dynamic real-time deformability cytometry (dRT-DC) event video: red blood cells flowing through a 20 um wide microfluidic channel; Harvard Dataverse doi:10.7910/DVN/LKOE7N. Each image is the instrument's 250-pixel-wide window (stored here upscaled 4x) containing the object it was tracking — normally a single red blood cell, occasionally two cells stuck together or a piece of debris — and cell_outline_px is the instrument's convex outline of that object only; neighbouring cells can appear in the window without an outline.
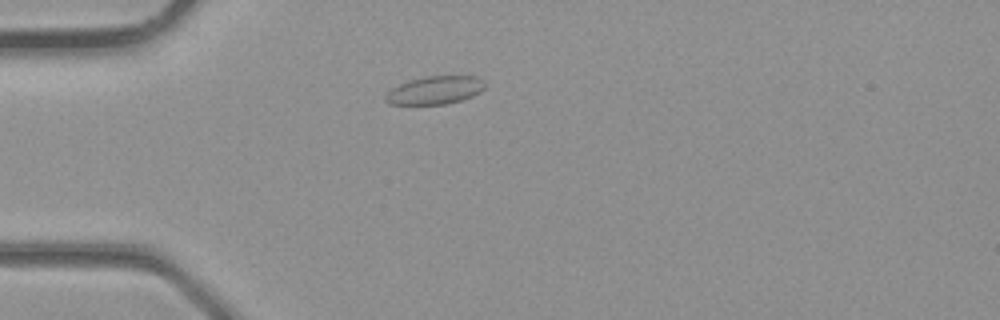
{"species": "common noctule bat (a hibernating species)", "species_latin": "Nyctalus noctula", "temperature_condition": "room temperature", "stored_images_in_passage": 4, "camera_frame_rate_fps": 3000, "um_per_image_px": 0.085, "animal": {"sex": "male", "body_mass_g": 23.1, "forearm_length_mm": 52.7}, "frame": {"image": 1, "passage_image": 4, "time_ms": 1.0, "image_size_px": [1000, 320], "cell_outline_px": [[484, 88], [472, 96], [460, 100], [444, 104], [388, 104], [384, 100], [384, 96], [392, 88], [400, 84], [424, 76], [476, 76], [484, 84]], "centroid_in_image_um": [36.93, 7.67], "position_along_channel_um": 48.1, "area_um2": 15.95}}